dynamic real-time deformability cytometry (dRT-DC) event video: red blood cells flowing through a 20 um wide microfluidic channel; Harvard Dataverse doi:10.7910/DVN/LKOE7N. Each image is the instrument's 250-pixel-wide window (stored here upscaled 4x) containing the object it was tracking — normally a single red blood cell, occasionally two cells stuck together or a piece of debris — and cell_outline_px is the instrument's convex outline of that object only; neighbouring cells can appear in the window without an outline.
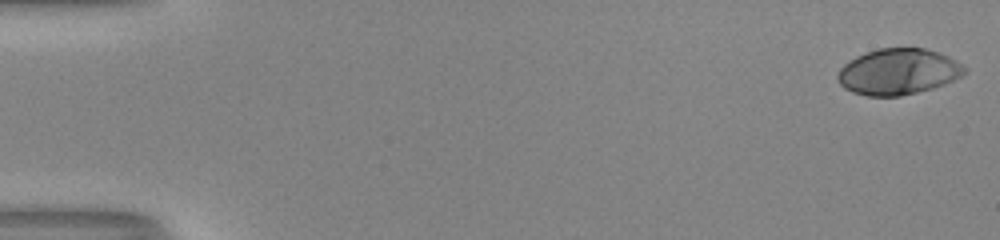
{"species": "human", "species_latin": "Homo sapiens", "temperature_condition": "room temperature", "stored_images_in_passage": 52, "camera_frame_rate_fps": 3000, "um_per_image_px": 0.085, "donor": {"sex": "male"}, "frame": {"image": 1, "passage_image": 1, "time_ms": 0.0, "image_size_px": [1000, 240], "cell_outline_px": [[968, 68], [960, 76], [944, 84], [932, 88], [900, 96], [868, 96], [852, 92], [844, 88], [840, 84], [836, 76], [840, 68], [844, 64], [856, 56], [880, 48], [924, 48], [948, 56], [956, 60]], "centroid_in_image_um": [76.33, 6.09], "position_along_channel_um": 8.7, "area_um2": 33.81}}
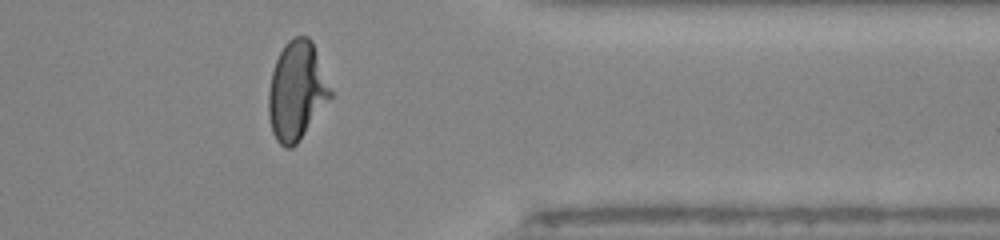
{"frame": {"image": 2, "passage_image": 43, "time_ms": 14.0, "image_size_px": [1000, 240], "cell_outline_px": [[332, 96], [296, 144], [292, 148], [284, 148], [276, 140], [272, 132], [268, 116], [268, 92], [272, 72], [276, 60], [284, 44], [288, 40], [296, 36], [308, 36], [312, 40], [332, 92]], "centroid_in_image_um": [25.19, 7.72], "position_along_channel_um": 386.2, "area_um2": 35.37}}
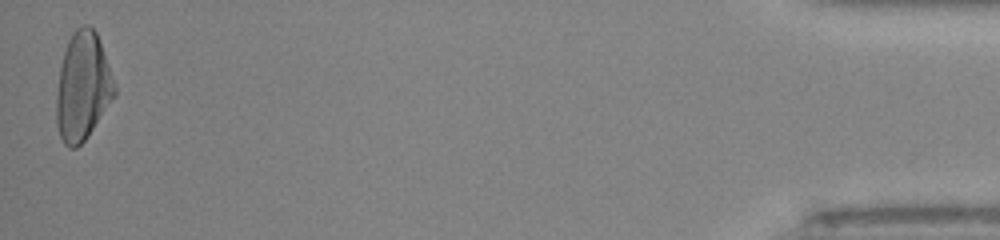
{"frame": {"image": 3, "passage_image": 52, "time_ms": 17.0, "image_size_px": [1000, 240], "cell_outline_px": [[116, 96], [84, 140], [76, 148], [68, 148], [64, 144], [60, 136], [56, 124], [56, 96], [60, 68], [64, 52], [68, 40], [72, 32], [76, 28], [84, 24], [88, 24], [96, 32], [116, 88]], "centroid_in_image_um": [7.01, 7.37], "position_along_channel_um": 428.2, "area_um2": 36.36}, "authors_computed_cell_mechanics": {"area_um2": 34.1598, "velocity_mm_per_s": 4.0719, "shape_relaxation_time_tau1_ms": 6.5921, "shape_relaxation_time_tau2_ms": 0.6541, "deformation_change_tau1": 0.262, "deformation_change_tau2": 0.0486}}